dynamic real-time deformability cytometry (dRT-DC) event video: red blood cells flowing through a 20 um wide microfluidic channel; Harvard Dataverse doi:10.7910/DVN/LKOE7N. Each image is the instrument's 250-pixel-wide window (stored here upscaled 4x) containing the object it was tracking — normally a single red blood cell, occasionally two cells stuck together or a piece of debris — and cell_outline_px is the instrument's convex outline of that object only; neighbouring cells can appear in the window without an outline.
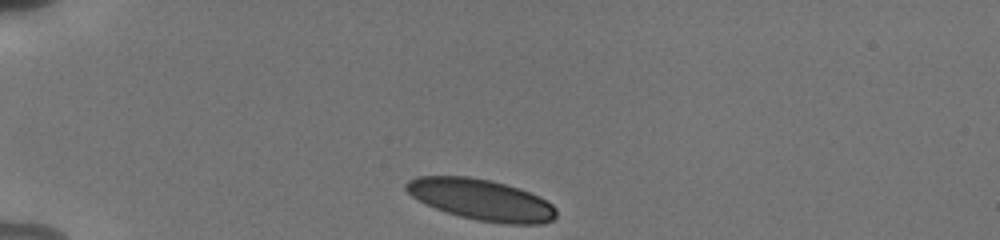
{"species": "human", "species_latin": "Homo sapiens", "temperature_condition": "cold", "stored_images_in_passage": 36, "camera_frame_rate_fps": 3000, "um_per_image_px": 0.085, "donor": {"sex": "male"}, "frame": {"image": 1, "passage_image": 1, "time_ms": 0.0, "image_size_px": [1000, 240], "cell_outline_px": [[556, 216], [552, 220], [544, 224], [504, 224], [476, 220], [460, 216], [436, 208], [412, 196], [404, 188], [404, 184], [408, 180], [416, 176], [468, 176], [488, 180], [520, 188], [540, 196], [552, 204], [556, 208]], "centroid_in_image_um": [40.94, 16.97], "position_along_channel_um": 44.1, "area_um2": 35.89}}
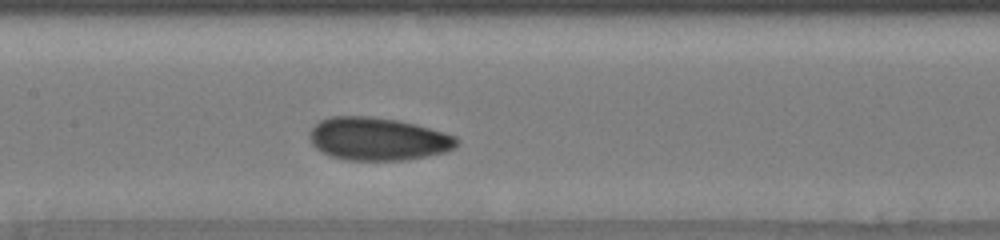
{"frame": {"image": 2, "passage_image": 15, "time_ms": 4.667, "image_size_px": [1000, 240], "cell_outline_px": [[460, 140], [456, 148], [444, 152], [428, 156], [404, 160], [344, 160], [328, 156], [316, 148], [312, 144], [308, 136], [308, 132], [320, 120], [332, 116], [372, 116], [396, 120], [416, 124], [444, 132], [456, 136]], "centroid_in_image_um": [32.11, 11.81], "position_along_channel_um": 175.3, "area_um2": 37.17}}
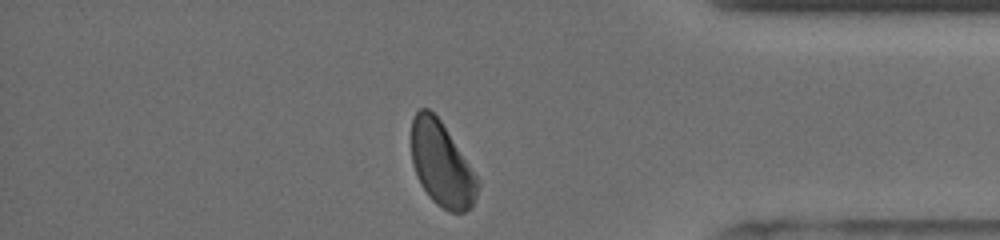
{"frame": {"image": 3, "passage_image": 34, "time_ms": 11.0, "image_size_px": [1000, 240], "cell_outline_px": [[480, 180], [476, 196], [472, 204], [464, 212], [448, 212], [436, 204], [428, 196], [420, 184], [416, 176], [412, 164], [412, 120], [416, 112], [420, 108], [428, 108], [440, 120]], "centroid_in_image_um": [37.53, 13.98], "position_along_channel_um": 397.7, "area_um2": 32.43}, "authors_computed_cell_mechanics": {"area_um2": 36.1828, "velocity_mm_per_s": 3.7816, "shape_relaxation_time_tau1_ms": 5.5135, "shape_relaxation_time_tau2_ms": 1.1986, "deformation_change_tau1": 0.1061, "deformation_change_tau2": 0.0597}}